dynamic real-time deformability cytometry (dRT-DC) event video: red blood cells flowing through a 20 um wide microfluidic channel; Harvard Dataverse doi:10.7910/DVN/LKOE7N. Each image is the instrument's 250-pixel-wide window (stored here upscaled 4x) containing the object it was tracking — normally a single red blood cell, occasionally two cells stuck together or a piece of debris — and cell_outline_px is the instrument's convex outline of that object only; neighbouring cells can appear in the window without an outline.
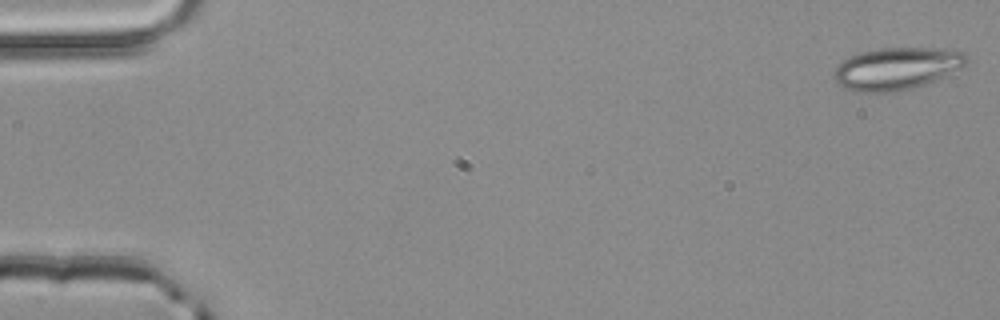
{"species": "common noctule bat (a hibernating species)", "species_latin": "Nyctalus noctula", "temperature_condition": "room temperature", "stored_images_in_passage": 52, "camera_frame_rate_fps": 3000, "um_per_image_px": 0.085, "animal": {"sex": "male", "body_mass_g": 20.4}, "frame": {"image": 1, "passage_image": 1, "time_ms": 0.0, "image_size_px": [1000, 320], "cell_outline_px": [[968, 64], [960, 68], [924, 84], [908, 88], [888, 92], [856, 92], [844, 88], [836, 84], [832, 76], [832, 72], [848, 56], [860, 52], [880, 48], [960, 48], [968, 56]], "centroid_in_image_um": [76.21, 5.8], "position_along_channel_um": 8.8, "area_um2": 32.83}}
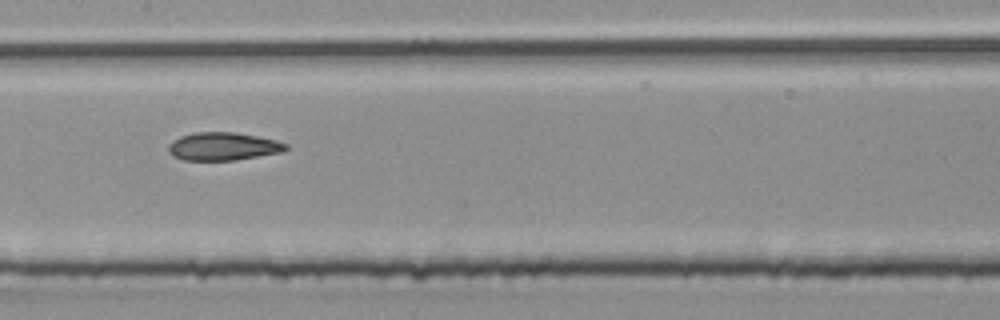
{"frame": {"image": 2, "passage_image": 26, "time_ms": 8.333, "image_size_px": [1000, 320], "cell_outline_px": [[288, 148], [284, 152], [236, 160], [184, 160], [172, 156], [168, 152], [168, 144], [172, 140], [180, 136], [196, 132], [236, 132], [260, 136], [276, 140], [288, 144]], "centroid_in_image_um": [18.98, 12.44], "position_along_channel_um": 188.4, "area_um2": 19.48}}
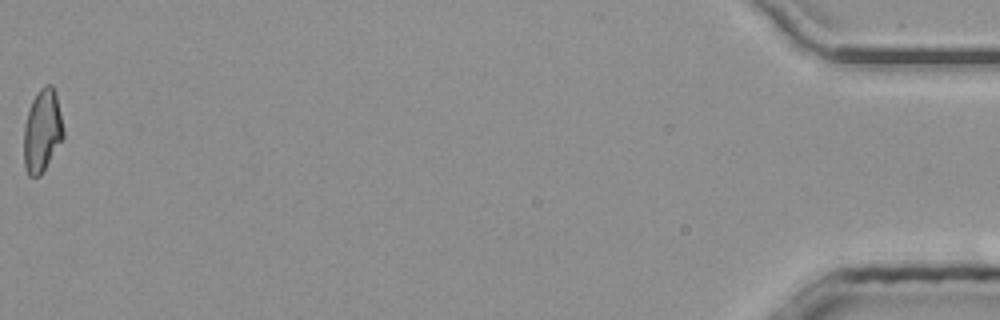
{"frame": {"image": 3, "passage_image": 52, "time_ms": 17.0, "image_size_px": [1000, 320], "cell_outline_px": [[64, 136], [40, 176], [28, 176], [24, 168], [24, 124], [28, 108], [32, 100], [40, 88], [44, 84], [52, 84], [56, 92], [64, 132]], "centroid_in_image_um": [3.57, 11.09], "position_along_channel_um": 431.6, "area_um2": 19.13}, "authors_computed_cell_mechanics": {"area_um2": 19.6231, "velocity_mm_per_s": 4.0245, "shape_relaxation_time_tau1_ms": 7.8546, "shape_relaxation_time_tau2_ms": 2.0283, "deformation_change_tau1": 0.2027, "deformation_change_tau2": 0.0928}}